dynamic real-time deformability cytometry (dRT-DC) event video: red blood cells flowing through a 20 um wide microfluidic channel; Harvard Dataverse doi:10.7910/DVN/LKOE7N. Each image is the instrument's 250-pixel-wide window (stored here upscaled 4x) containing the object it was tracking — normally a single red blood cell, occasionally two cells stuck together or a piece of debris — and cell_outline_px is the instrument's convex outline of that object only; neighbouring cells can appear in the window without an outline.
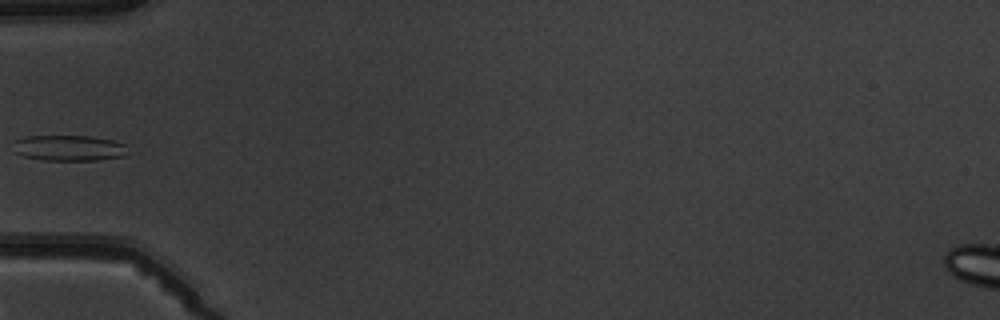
{"species": "common noctule bat (a hibernating species)", "species_latin": "Nyctalus noctula", "temperature_condition": "warm", "stored_images_in_passage": 5, "camera_frame_rate_fps": 3000, "um_per_image_px": 0.085, "animal": {"sex": "male", "body_mass_g": 19.5, "forearm_length_mm": 54.6}, "frame": {"image": 1, "passage_image": 5, "time_ms": 4.667, "image_size_px": [1000, 320], "cell_outline_px": [[128, 144], [124, 156], [96, 160], [44, 160], [24, 156], [12, 152], [12, 140], [24, 136], [92, 136], [112, 140]], "centroid_in_image_um": [5.8, 12.57], "position_along_channel_um": 79.2, "area_um2": 17.46}}